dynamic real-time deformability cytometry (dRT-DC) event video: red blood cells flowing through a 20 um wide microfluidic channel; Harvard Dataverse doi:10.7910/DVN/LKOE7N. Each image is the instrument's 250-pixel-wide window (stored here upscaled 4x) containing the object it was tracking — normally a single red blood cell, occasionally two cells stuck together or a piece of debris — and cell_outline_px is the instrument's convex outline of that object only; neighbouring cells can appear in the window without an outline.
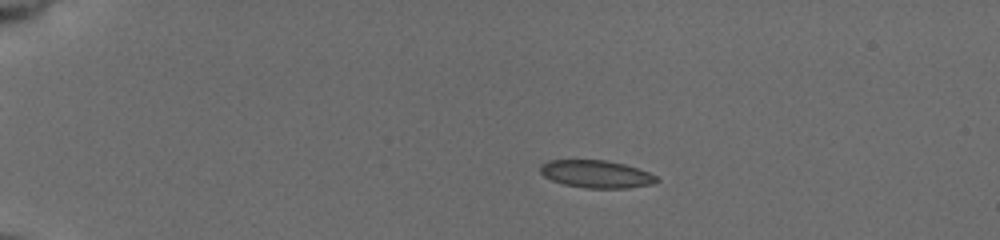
{"species": "common noctule bat (a hibernating species)", "species_latin": "Nyctalus noctula", "temperature_condition": "cold", "stored_images_in_passage": 56, "camera_frame_rate_fps": 3000, "um_per_image_px": 0.085, "animal": {"sex": "female", "body_mass_g": 19.5, "forearm_length_mm": 54.1}, "frame": {"image": 1, "passage_image": 12, "time_ms": 3.667, "image_size_px": [1000, 240], "cell_outline_px": [[660, 180], [652, 184], [628, 188], [584, 188], [564, 184], [552, 180], [544, 176], [540, 172], [540, 164], [548, 160], [604, 160], [624, 164], [648, 172], [656, 176]], "centroid_in_image_um": [50.66, 14.8], "position_along_channel_um": 34.3, "area_um2": 18.67}}
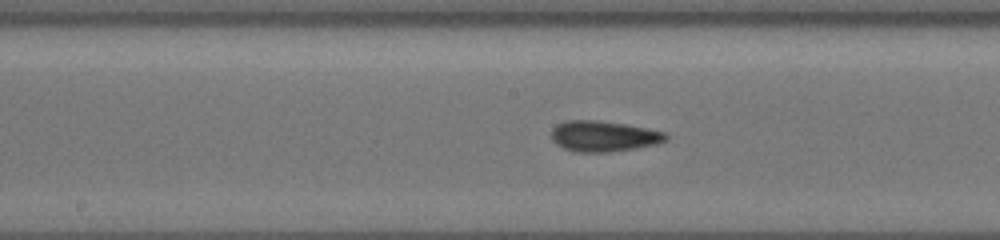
{"frame": {"image": 2, "passage_image": 31, "time_ms": 10.0, "image_size_px": [1000, 240], "cell_outline_px": [[668, 140], [656, 144], [636, 148], [608, 152], [576, 152], [564, 148], [556, 144], [552, 140], [552, 128], [556, 124], [568, 120], [596, 120], [624, 124], [664, 132], [668, 136]], "centroid_in_image_um": [51.28, 11.58], "position_along_channel_um": 196.9, "area_um2": 20.4}}
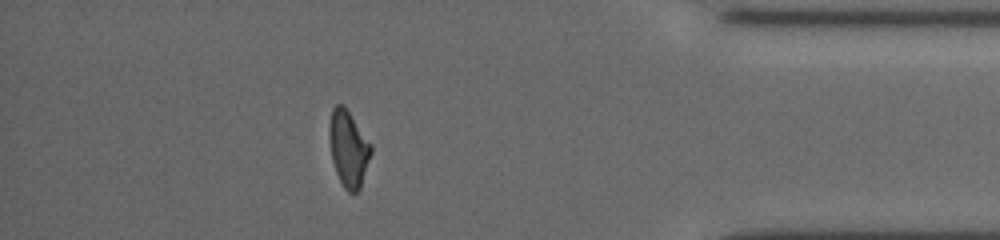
{"frame": {"image": 3, "passage_image": 50, "time_ms": 16.333, "image_size_px": [1000, 240], "cell_outline_px": [[372, 152], [360, 188], [356, 192], [348, 192], [344, 188], [336, 172], [332, 160], [328, 136], [328, 128], [332, 108], [336, 104], [344, 104], [372, 144]], "centroid_in_image_um": [29.61, 12.59], "position_along_channel_um": 405.6, "area_um2": 18.73}, "authors_computed_cell_mechanics": {"area_um2": 19.1896, "velocity_mm_per_s": 3.7597, "shape_relaxation_time_tau1_ms": 8.5222, "shape_relaxation_time_tau2_ms": 1.6458, "deformation_change_tau1": 0.1741, "deformation_change_tau2": 0.0888}}